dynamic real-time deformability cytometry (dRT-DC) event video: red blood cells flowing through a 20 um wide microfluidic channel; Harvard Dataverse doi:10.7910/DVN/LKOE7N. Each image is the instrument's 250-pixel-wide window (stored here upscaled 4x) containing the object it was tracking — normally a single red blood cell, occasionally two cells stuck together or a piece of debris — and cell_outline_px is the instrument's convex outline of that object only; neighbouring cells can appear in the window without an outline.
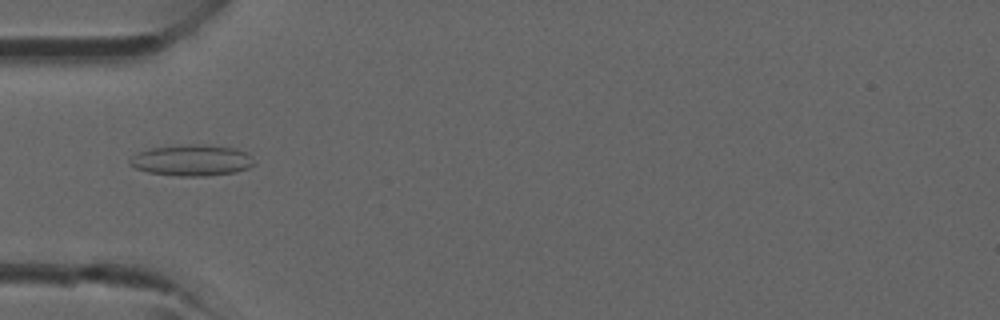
{"species": "common noctule bat (a hibernating species)", "species_latin": "Nyctalus noctula", "temperature_condition": "room temperature", "stored_images_in_passage": 29, "camera_frame_rate_fps": 3000, "um_per_image_px": 0.085, "animal": {"sex": "male", "forearm_length_mm": 52.5}, "frame": {"image": 1, "passage_image": 1, "time_ms": 0.0, "image_size_px": [1000, 320], "cell_outline_px": [[256, 164], [248, 168], [236, 172], [204, 176], [176, 176], [148, 172], [136, 168], [128, 164], [128, 160], [132, 156], [140, 152], [152, 148], [184, 144], [208, 144], [236, 148], [248, 152], [252, 156]], "centroid_in_image_um": [16.35, 13.62], "position_along_channel_um": 68.6, "area_um2": 22.89}}
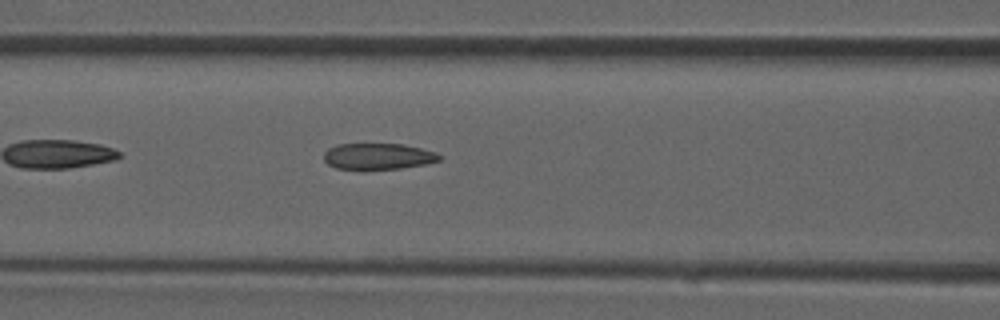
{"frame": {"image": 2, "passage_image": 5, "time_ms": 1.333, "image_size_px": [1000, 320], "cell_outline_px": [[444, 156], [440, 160], [428, 164], [400, 168], [336, 168], [328, 164], [324, 160], [324, 152], [328, 148], [336, 144], [404, 144], [436, 152]], "centroid_in_image_um": [32.18, 13.27], "position_along_channel_um": 134.4, "area_um2": 17.51}}